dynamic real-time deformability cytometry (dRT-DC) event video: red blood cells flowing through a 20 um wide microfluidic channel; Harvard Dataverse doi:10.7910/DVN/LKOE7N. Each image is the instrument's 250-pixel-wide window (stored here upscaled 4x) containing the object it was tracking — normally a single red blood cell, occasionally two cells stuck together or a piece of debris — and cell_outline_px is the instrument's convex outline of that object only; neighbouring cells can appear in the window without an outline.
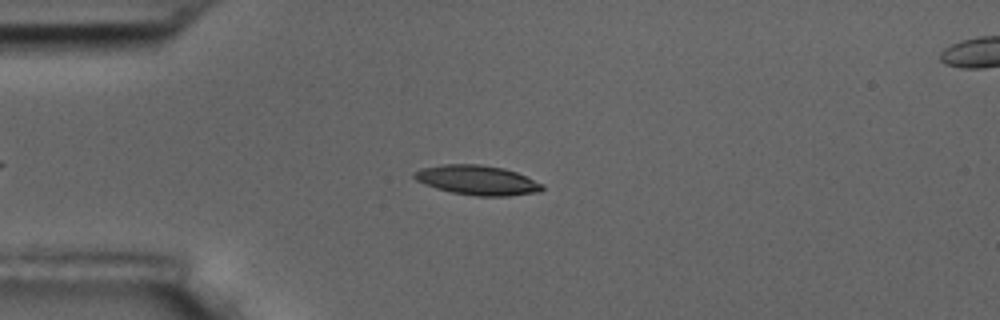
{"species": "common noctule bat (a hibernating species)", "species_latin": "Nyctalus noctula", "temperature_condition": "room temperature", "stored_images_in_passage": 51, "camera_frame_rate_fps": 3000, "um_per_image_px": 0.085, "animal": {"sex": "male", "body_mass_g": 17.5, "forearm_length_mm": 52.3}, "frame": {"image": 1, "passage_image": 14, "time_ms": 4.333, "image_size_px": [1000, 320], "cell_outline_px": [[544, 188], [540, 192], [508, 196], [476, 196], [452, 192], [436, 188], [424, 184], [416, 180], [412, 176], [412, 172], [420, 168], [444, 164], [480, 164], [504, 168], [516, 172], [544, 184]], "centroid_in_image_um": [40.56, 15.31], "position_along_channel_um": 44.4, "area_um2": 22.25}}
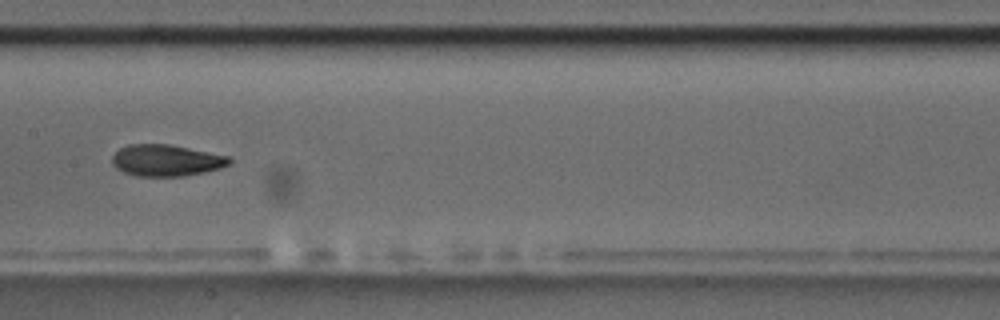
{"frame": {"image": 2, "passage_image": 28, "time_ms": 9.0, "image_size_px": [1000, 320], "cell_outline_px": [[232, 160], [228, 164], [220, 168], [204, 172], [184, 176], [136, 176], [124, 172], [116, 168], [112, 164], [112, 156], [120, 148], [128, 144], [168, 144], [228, 156]], "centroid_in_image_um": [14.1, 13.63], "position_along_channel_um": 193.3, "area_um2": 21.39}}
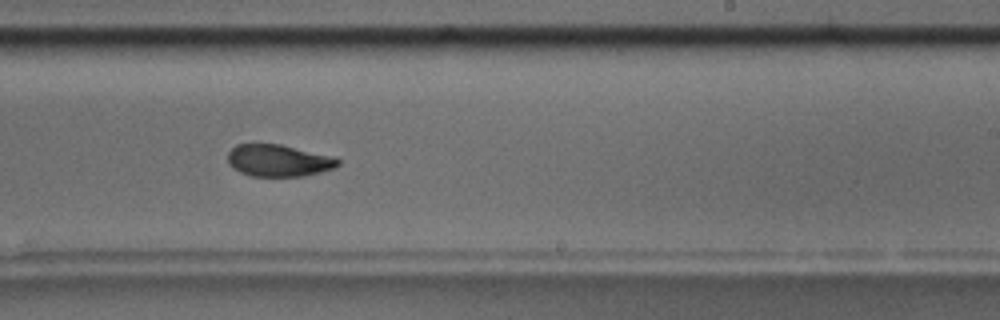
{"frame": {"image": 3, "passage_image": 34, "time_ms": 11.0, "image_size_px": [1000, 320], "cell_outline_px": [[340, 164], [332, 168], [320, 172], [304, 176], [252, 176], [240, 172], [232, 168], [228, 164], [228, 152], [236, 144], [280, 144], [328, 156], [340, 160]], "centroid_in_image_um": [23.61, 13.65], "position_along_channel_um": 265.4, "area_um2": 20.23}, "authors_computed_cell_mechanics": {"area_um2": 21.2126, "velocity_mm_per_s": 3.6185, "shape_relaxation_time_tau1_ms": 5.1858, "shape_relaxation_time_tau2_ms": 3.3112, "deformation_change_tau1": 0.1671, "deformation_change_tau2": 0.0899}}